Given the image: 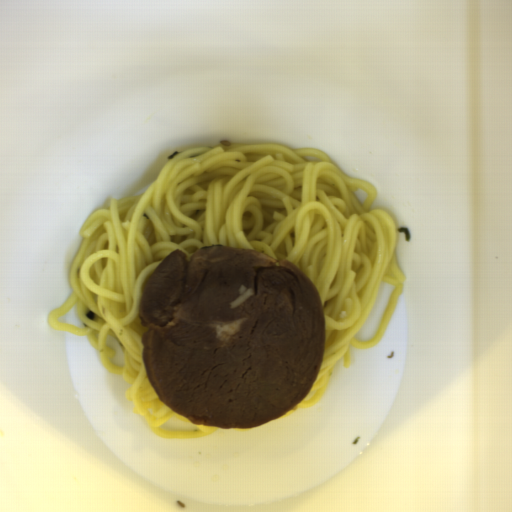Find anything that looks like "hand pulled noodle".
<instances>
[{
    "label": "hand pulled noodle",
    "mask_w": 512,
    "mask_h": 512,
    "mask_svg": "<svg viewBox=\"0 0 512 512\" xmlns=\"http://www.w3.org/2000/svg\"><path fill=\"white\" fill-rule=\"evenodd\" d=\"M256 294L254 289H248L245 285L239 288V297L229 302L230 309L240 307L245 301H247L252 295Z\"/></svg>",
    "instance_id": "hand-pulled-noodle-2"
},
{
    "label": "hand pulled noodle",
    "mask_w": 512,
    "mask_h": 512,
    "mask_svg": "<svg viewBox=\"0 0 512 512\" xmlns=\"http://www.w3.org/2000/svg\"><path fill=\"white\" fill-rule=\"evenodd\" d=\"M252 428H233V429H234V431H238V432H246L248 430H251Z\"/></svg>",
    "instance_id": "hand-pulled-noodle-3"
},
{
    "label": "hand pulled noodle",
    "mask_w": 512,
    "mask_h": 512,
    "mask_svg": "<svg viewBox=\"0 0 512 512\" xmlns=\"http://www.w3.org/2000/svg\"><path fill=\"white\" fill-rule=\"evenodd\" d=\"M364 190L360 203L355 191ZM371 183L343 172L328 154L277 142H221L168 159L140 195L111 198L83 223L81 245L69 267L72 293L48 313L52 329L86 337L104 369L122 375L130 413L157 436L209 437L221 427L196 425L161 401L148 375L139 307L144 286L174 250L187 257L208 245L261 250L297 266L322 303L325 346L316 378L299 403L277 419L315 406L351 347L369 349L383 339L402 296L405 275L396 255V220L374 203ZM381 282L395 287L374 338L357 341ZM76 303L86 328L60 323ZM94 312V320L85 316ZM113 337L125 355L117 367L107 345ZM172 418L192 431L162 430Z\"/></svg>",
    "instance_id": "hand-pulled-noodle-1"
}]
</instances>
